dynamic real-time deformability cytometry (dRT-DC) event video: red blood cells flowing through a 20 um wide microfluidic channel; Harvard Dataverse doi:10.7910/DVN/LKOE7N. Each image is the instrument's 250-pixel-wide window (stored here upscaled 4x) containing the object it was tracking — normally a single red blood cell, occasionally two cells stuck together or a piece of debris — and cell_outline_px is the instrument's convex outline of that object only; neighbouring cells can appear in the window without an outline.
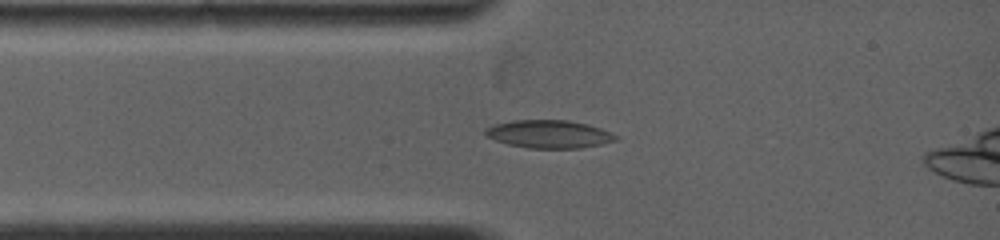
{"species": "common noctule bat (a hibernating species)", "species_latin": "Nyctalus noctula", "temperature_condition": "warm", "stored_images_in_passage": 15, "camera_frame_rate_fps": 5000, "um_per_image_px": 0.085, "animal": {"sex": "female", "body_mass_g": 19.0, "forearm_length_mm": 53.3}, "frame": {"image": 1, "passage_image": 4, "time_ms": 1.6, "image_size_px": [1000, 240], "cell_outline_px": [[620, 140], [580, 148], [528, 148], [508, 144], [496, 140], [488, 136], [484, 132], [492, 124], [512, 120], [568, 120], [588, 124], [600, 128], [620, 136]], "centroid_in_image_um": [46.71, 11.39], "position_along_channel_um": 38.3, "area_um2": 21.27}}
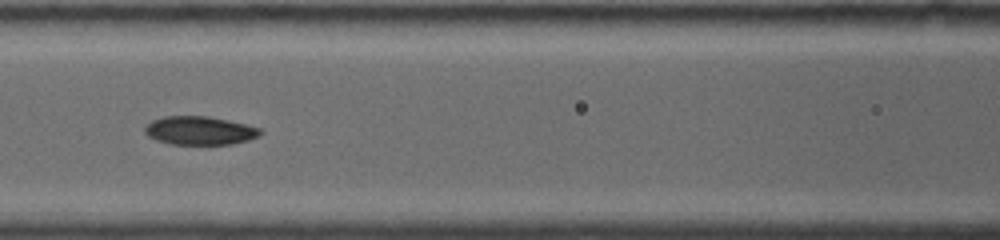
{"frame": {"image": 2, "passage_image": 9, "time_ms": 4.4, "image_size_px": [1000, 240], "cell_outline_px": [[264, 132], [260, 136], [248, 140], [232, 144], [168, 144], [156, 140], [148, 136], [144, 132], [144, 128], [152, 120], [164, 116], [208, 116], [228, 120], [260, 128]], "centroid_in_image_um": [16.98, 11.1], "position_along_channel_um": 149.6, "area_um2": 19.25}}
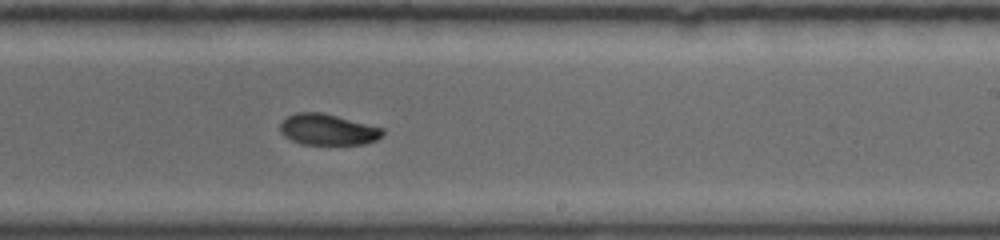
{"frame": {"image": 3, "passage_image": 15, "time_ms": 7.2, "image_size_px": [1000, 240], "cell_outline_px": [[384, 132], [376, 140], [364, 144], [300, 144], [284, 136], [280, 132], [280, 124], [288, 116], [296, 112], [320, 112], [384, 128]], "centroid_in_image_um": [27.84, 11.02], "position_along_channel_um": 261.2, "area_um2": 18.38}}